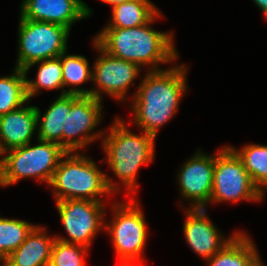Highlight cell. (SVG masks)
<instances>
[{"label":"cell","mask_w":267,"mask_h":266,"mask_svg":"<svg viewBox=\"0 0 267 266\" xmlns=\"http://www.w3.org/2000/svg\"><path fill=\"white\" fill-rule=\"evenodd\" d=\"M94 46L101 52L92 70V81L98 88L91 89V96L101 100V93L124 100L126 93L141 67L136 63L114 57L104 51L94 40Z\"/></svg>","instance_id":"cell-11"},{"label":"cell","mask_w":267,"mask_h":266,"mask_svg":"<svg viewBox=\"0 0 267 266\" xmlns=\"http://www.w3.org/2000/svg\"><path fill=\"white\" fill-rule=\"evenodd\" d=\"M38 141L36 146L29 143L2 154L0 186L12 185L25 177H36L50 184L59 161L67 152L58 143Z\"/></svg>","instance_id":"cell-5"},{"label":"cell","mask_w":267,"mask_h":266,"mask_svg":"<svg viewBox=\"0 0 267 266\" xmlns=\"http://www.w3.org/2000/svg\"><path fill=\"white\" fill-rule=\"evenodd\" d=\"M36 225L0 217V261L16 250Z\"/></svg>","instance_id":"cell-23"},{"label":"cell","mask_w":267,"mask_h":266,"mask_svg":"<svg viewBox=\"0 0 267 266\" xmlns=\"http://www.w3.org/2000/svg\"><path fill=\"white\" fill-rule=\"evenodd\" d=\"M186 69L180 65L146 73L132 102L134 122L141 130L156 137L158 129L177 112L187 89Z\"/></svg>","instance_id":"cell-1"},{"label":"cell","mask_w":267,"mask_h":266,"mask_svg":"<svg viewBox=\"0 0 267 266\" xmlns=\"http://www.w3.org/2000/svg\"><path fill=\"white\" fill-rule=\"evenodd\" d=\"M114 219L105 224L112 237L113 247L119 261H142V251L147 241V224L139 208L138 201L133 198L129 202L115 203Z\"/></svg>","instance_id":"cell-8"},{"label":"cell","mask_w":267,"mask_h":266,"mask_svg":"<svg viewBox=\"0 0 267 266\" xmlns=\"http://www.w3.org/2000/svg\"><path fill=\"white\" fill-rule=\"evenodd\" d=\"M35 226L25 241L3 260V266H49L55 237Z\"/></svg>","instance_id":"cell-16"},{"label":"cell","mask_w":267,"mask_h":266,"mask_svg":"<svg viewBox=\"0 0 267 266\" xmlns=\"http://www.w3.org/2000/svg\"><path fill=\"white\" fill-rule=\"evenodd\" d=\"M88 248L73 243L55 240L49 266H85L84 256Z\"/></svg>","instance_id":"cell-25"},{"label":"cell","mask_w":267,"mask_h":266,"mask_svg":"<svg viewBox=\"0 0 267 266\" xmlns=\"http://www.w3.org/2000/svg\"><path fill=\"white\" fill-rule=\"evenodd\" d=\"M209 266H262L255 244L244 233L237 234L213 255Z\"/></svg>","instance_id":"cell-18"},{"label":"cell","mask_w":267,"mask_h":266,"mask_svg":"<svg viewBox=\"0 0 267 266\" xmlns=\"http://www.w3.org/2000/svg\"><path fill=\"white\" fill-rule=\"evenodd\" d=\"M243 161L246 171L250 174L253 183L262 193L267 188V146L248 144L242 149L231 147Z\"/></svg>","instance_id":"cell-22"},{"label":"cell","mask_w":267,"mask_h":266,"mask_svg":"<svg viewBox=\"0 0 267 266\" xmlns=\"http://www.w3.org/2000/svg\"><path fill=\"white\" fill-rule=\"evenodd\" d=\"M92 11L82 0H23V19L60 24L69 30L75 21L89 17Z\"/></svg>","instance_id":"cell-13"},{"label":"cell","mask_w":267,"mask_h":266,"mask_svg":"<svg viewBox=\"0 0 267 266\" xmlns=\"http://www.w3.org/2000/svg\"><path fill=\"white\" fill-rule=\"evenodd\" d=\"M215 156L197 151L180 169L178 184L181 196L192 203L190 208H205L210 202L213 188Z\"/></svg>","instance_id":"cell-12"},{"label":"cell","mask_w":267,"mask_h":266,"mask_svg":"<svg viewBox=\"0 0 267 266\" xmlns=\"http://www.w3.org/2000/svg\"><path fill=\"white\" fill-rule=\"evenodd\" d=\"M104 136L103 149L109 167L126 189L135 191L138 169L154 158L155 136L144 131L143 135L131 133L118 117Z\"/></svg>","instance_id":"cell-3"},{"label":"cell","mask_w":267,"mask_h":266,"mask_svg":"<svg viewBox=\"0 0 267 266\" xmlns=\"http://www.w3.org/2000/svg\"><path fill=\"white\" fill-rule=\"evenodd\" d=\"M160 15L158 12L148 23L132 28H104L94 38L96 43L108 54L136 63L143 67L146 64L161 70L158 64L169 63L177 59L173 44V35L157 32L150 25Z\"/></svg>","instance_id":"cell-2"},{"label":"cell","mask_w":267,"mask_h":266,"mask_svg":"<svg viewBox=\"0 0 267 266\" xmlns=\"http://www.w3.org/2000/svg\"><path fill=\"white\" fill-rule=\"evenodd\" d=\"M70 94L91 95V90L77 87L63 90L43 115L37 107L38 140L55 142L62 147L63 126L70 112Z\"/></svg>","instance_id":"cell-17"},{"label":"cell","mask_w":267,"mask_h":266,"mask_svg":"<svg viewBox=\"0 0 267 266\" xmlns=\"http://www.w3.org/2000/svg\"><path fill=\"white\" fill-rule=\"evenodd\" d=\"M104 3H108L112 5V8L118 4L124 3V2H128L131 0H101Z\"/></svg>","instance_id":"cell-27"},{"label":"cell","mask_w":267,"mask_h":266,"mask_svg":"<svg viewBox=\"0 0 267 266\" xmlns=\"http://www.w3.org/2000/svg\"><path fill=\"white\" fill-rule=\"evenodd\" d=\"M101 103L91 95L70 94V112L62 131V148L66 152H76L102 136L98 131L90 134L101 122Z\"/></svg>","instance_id":"cell-10"},{"label":"cell","mask_w":267,"mask_h":266,"mask_svg":"<svg viewBox=\"0 0 267 266\" xmlns=\"http://www.w3.org/2000/svg\"><path fill=\"white\" fill-rule=\"evenodd\" d=\"M61 222L71 238L55 237L66 242L89 248L100 229L105 228L102 201L68 199L56 202Z\"/></svg>","instance_id":"cell-9"},{"label":"cell","mask_w":267,"mask_h":266,"mask_svg":"<svg viewBox=\"0 0 267 266\" xmlns=\"http://www.w3.org/2000/svg\"><path fill=\"white\" fill-rule=\"evenodd\" d=\"M26 78L24 70L16 67L11 76L0 77V116L29 103Z\"/></svg>","instance_id":"cell-20"},{"label":"cell","mask_w":267,"mask_h":266,"mask_svg":"<svg viewBox=\"0 0 267 266\" xmlns=\"http://www.w3.org/2000/svg\"><path fill=\"white\" fill-rule=\"evenodd\" d=\"M37 63L40 65L37 71L36 81L26 78V94L28 100L33 97L39 89L54 90L64 88L60 57L33 63L24 69L25 74L27 75L28 70Z\"/></svg>","instance_id":"cell-21"},{"label":"cell","mask_w":267,"mask_h":266,"mask_svg":"<svg viewBox=\"0 0 267 266\" xmlns=\"http://www.w3.org/2000/svg\"><path fill=\"white\" fill-rule=\"evenodd\" d=\"M260 199H262V193L253 183L243 161L231 146L218 151L215 155L210 202L260 201Z\"/></svg>","instance_id":"cell-7"},{"label":"cell","mask_w":267,"mask_h":266,"mask_svg":"<svg viewBox=\"0 0 267 266\" xmlns=\"http://www.w3.org/2000/svg\"><path fill=\"white\" fill-rule=\"evenodd\" d=\"M66 54L64 52L59 56L62 66L63 86L76 85L79 87L82 83L92 80V72L86 57Z\"/></svg>","instance_id":"cell-24"},{"label":"cell","mask_w":267,"mask_h":266,"mask_svg":"<svg viewBox=\"0 0 267 266\" xmlns=\"http://www.w3.org/2000/svg\"><path fill=\"white\" fill-rule=\"evenodd\" d=\"M183 229L188 245L205 260L219 252L237 234L224 239L209 220L205 208H188Z\"/></svg>","instance_id":"cell-14"},{"label":"cell","mask_w":267,"mask_h":266,"mask_svg":"<svg viewBox=\"0 0 267 266\" xmlns=\"http://www.w3.org/2000/svg\"><path fill=\"white\" fill-rule=\"evenodd\" d=\"M37 107H20L0 116V154L30 143L37 128Z\"/></svg>","instance_id":"cell-15"},{"label":"cell","mask_w":267,"mask_h":266,"mask_svg":"<svg viewBox=\"0 0 267 266\" xmlns=\"http://www.w3.org/2000/svg\"><path fill=\"white\" fill-rule=\"evenodd\" d=\"M120 264L119 266H140L137 261H118ZM136 263L138 265H136ZM142 266V265H141Z\"/></svg>","instance_id":"cell-28"},{"label":"cell","mask_w":267,"mask_h":266,"mask_svg":"<svg viewBox=\"0 0 267 266\" xmlns=\"http://www.w3.org/2000/svg\"><path fill=\"white\" fill-rule=\"evenodd\" d=\"M110 23L105 28H132L148 23L158 12L149 0H131L112 8Z\"/></svg>","instance_id":"cell-19"},{"label":"cell","mask_w":267,"mask_h":266,"mask_svg":"<svg viewBox=\"0 0 267 266\" xmlns=\"http://www.w3.org/2000/svg\"><path fill=\"white\" fill-rule=\"evenodd\" d=\"M253 1L261 9L265 17H267V0H253Z\"/></svg>","instance_id":"cell-26"},{"label":"cell","mask_w":267,"mask_h":266,"mask_svg":"<svg viewBox=\"0 0 267 266\" xmlns=\"http://www.w3.org/2000/svg\"><path fill=\"white\" fill-rule=\"evenodd\" d=\"M49 185L54 189L56 202L68 199L102 201L100 195L119 191L118 185L99 170L94 161L71 152L59 161Z\"/></svg>","instance_id":"cell-4"},{"label":"cell","mask_w":267,"mask_h":266,"mask_svg":"<svg viewBox=\"0 0 267 266\" xmlns=\"http://www.w3.org/2000/svg\"><path fill=\"white\" fill-rule=\"evenodd\" d=\"M70 30L60 24L39 22L20 17L18 27L19 51L16 68L59 57L67 52Z\"/></svg>","instance_id":"cell-6"}]
</instances>
